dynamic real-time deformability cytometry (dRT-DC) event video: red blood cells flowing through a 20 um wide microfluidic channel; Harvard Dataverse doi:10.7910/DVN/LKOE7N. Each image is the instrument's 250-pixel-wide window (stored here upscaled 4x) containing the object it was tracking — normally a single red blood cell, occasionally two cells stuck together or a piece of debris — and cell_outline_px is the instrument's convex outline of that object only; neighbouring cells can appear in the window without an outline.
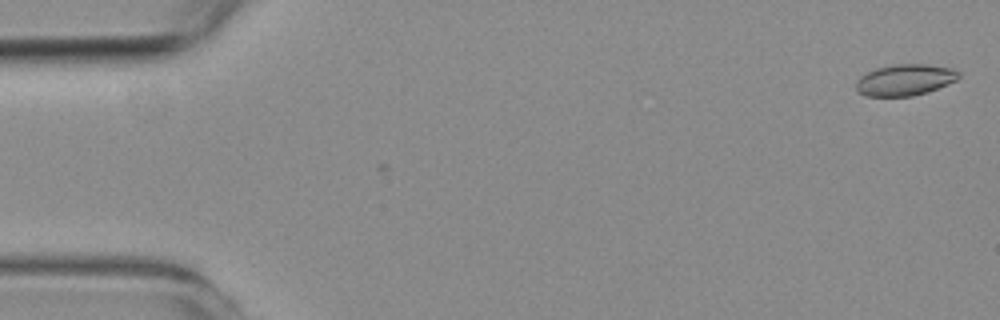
{"species": "common noctule bat (a hibernating species)", "species_latin": "Nyctalus noctula", "temperature_condition": "room temperature", "stored_images_in_passage": 2, "camera_frame_rate_fps": 3000, "um_per_image_px": 0.085, "animal": {"sex": "female", "body_mass_g": 19.3, "forearm_length_mm": 54.1}, "frame": {"image": 1, "passage_image": 2, "time_ms": 0.333, "image_size_px": [1000, 320], "cell_outline_px": [[960, 76], [956, 80], [928, 92], [912, 96], [868, 96], [856, 92], [856, 80], [860, 76], [876, 68], [892, 64], [928, 64], [952, 68], [960, 72]], "centroid_in_image_um": [76.91, 6.79], "position_along_channel_um": 8.1, "area_um2": 18.84}}